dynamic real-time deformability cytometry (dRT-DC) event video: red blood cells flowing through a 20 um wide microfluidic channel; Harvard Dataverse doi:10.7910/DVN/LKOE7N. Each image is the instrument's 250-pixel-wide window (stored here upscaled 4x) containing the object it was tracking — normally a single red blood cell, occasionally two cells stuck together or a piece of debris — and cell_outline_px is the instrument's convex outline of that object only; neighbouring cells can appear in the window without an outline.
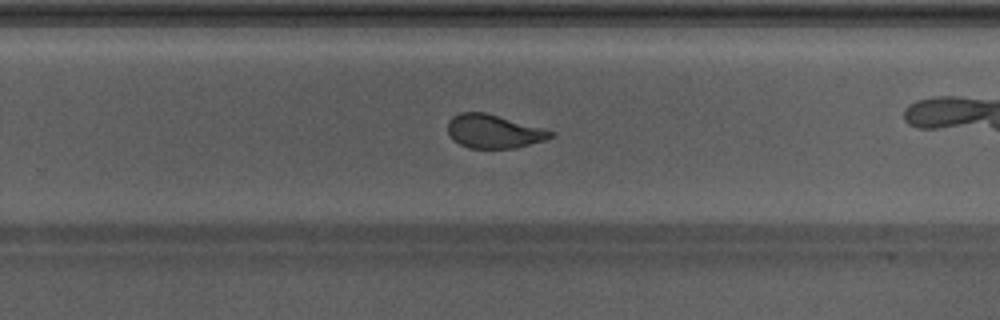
{"species": "Egyptian fruit bat (a non-hibernating species)", "species_latin": "Rousettus aegyptiacus", "temperature_condition": "warm", "stored_images_in_passage": 28, "camera_frame_rate_fps": 3000, "um_per_image_px": 0.085, "animal": {"sex": "male"}, "frame": {"image": 1, "passage_image": 20, "time_ms": 6.333, "image_size_px": [1000, 320], "cell_outline_px": [[556, 136], [544, 140], [516, 148], [468, 148], [452, 140], [448, 132], [448, 120], [452, 116], [460, 112], [484, 112], [544, 128], [556, 132]], "centroid_in_image_um": [41.97, 11.17], "position_along_channel_um": 287.8, "area_um2": 20.29}}